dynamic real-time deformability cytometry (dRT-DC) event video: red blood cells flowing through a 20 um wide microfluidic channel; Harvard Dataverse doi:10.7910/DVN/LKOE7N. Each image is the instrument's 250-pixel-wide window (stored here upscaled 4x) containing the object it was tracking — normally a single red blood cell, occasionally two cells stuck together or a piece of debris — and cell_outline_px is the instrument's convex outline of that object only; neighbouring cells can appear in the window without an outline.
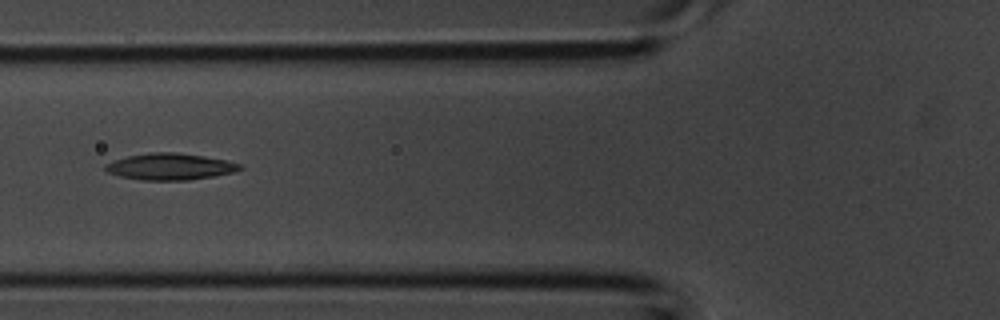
{"species": "common noctule bat (a hibernating species)", "species_latin": "Nyctalus noctula", "temperature_condition": "room temperature", "stored_images_in_passage": 29, "camera_frame_rate_fps": 3000, "um_per_image_px": 0.085, "animal": {"sex": "male", "body_mass_g": 20.1, "forearm_length_mm": 53.5}, "frame": {"image": 1, "passage_image": 6, "time_ms": 1.667, "image_size_px": [1000, 320], "cell_outline_px": [[244, 168], [232, 172], [212, 176], [188, 180], [144, 180], [120, 176], [108, 172], [104, 168], [104, 164], [128, 156], [152, 152], [176, 152], [204, 156], [228, 160], [240, 164]], "centroid_in_image_um": [14.47, 14.15], "position_along_channel_um": 111.3, "area_um2": 20.63}}
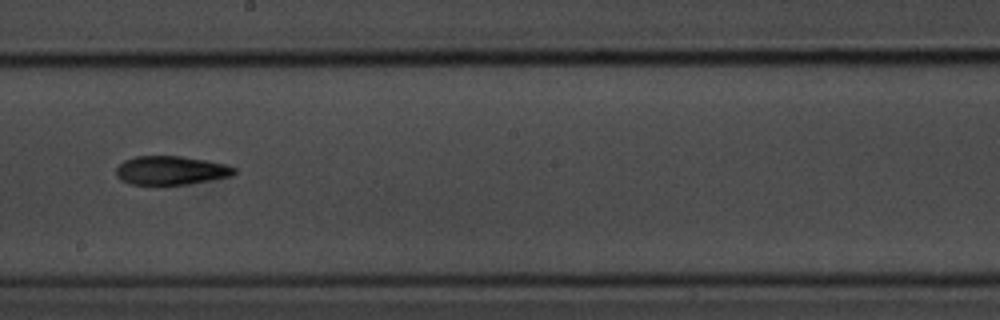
{"frame": {"image": 2, "passage_image": 13, "time_ms": 4.0, "image_size_px": [1000, 320], "cell_outline_px": [[236, 172], [232, 176], [188, 184], [128, 184], [120, 180], [116, 176], [116, 168], [124, 160], [136, 156], [180, 156], [204, 160], [224, 164], [236, 168]], "centroid_in_image_um": [14.5, 14.48], "position_along_channel_um": 233.7, "area_um2": 19.71}}
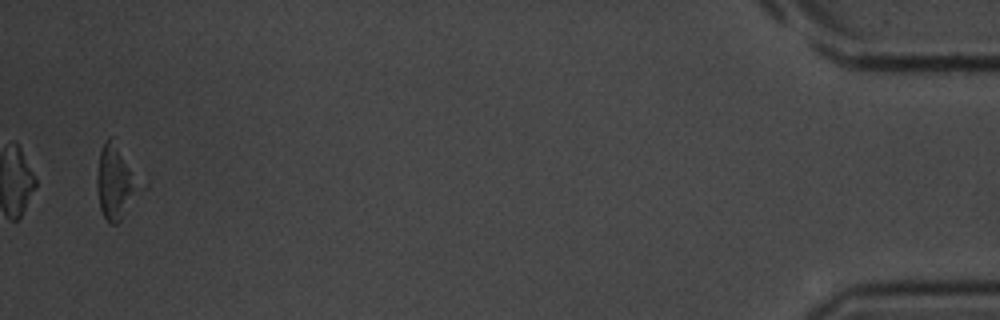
{"frame": {"image": 3, "passage_image": 29, "time_ms": 9.333, "image_size_px": [1000, 320], "cell_outline_px": [[132, 192], [124, 216], [116, 224], [112, 224], [104, 216], [100, 208], [96, 184], [96, 176], [100, 152], [108, 136], [120, 156], [128, 172], [132, 188]], "centroid_in_image_um": [9.58, 15.61], "position_along_channel_um": 425.6, "area_um2": 15.09}}